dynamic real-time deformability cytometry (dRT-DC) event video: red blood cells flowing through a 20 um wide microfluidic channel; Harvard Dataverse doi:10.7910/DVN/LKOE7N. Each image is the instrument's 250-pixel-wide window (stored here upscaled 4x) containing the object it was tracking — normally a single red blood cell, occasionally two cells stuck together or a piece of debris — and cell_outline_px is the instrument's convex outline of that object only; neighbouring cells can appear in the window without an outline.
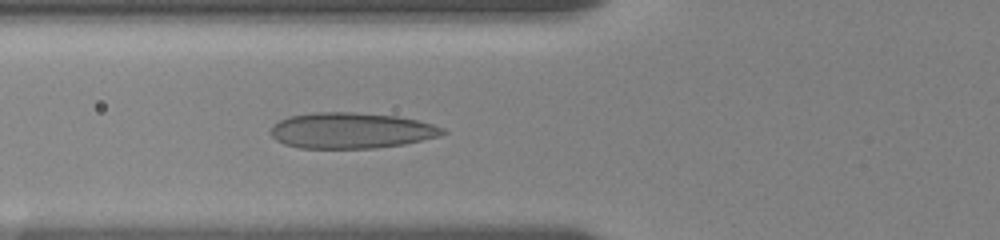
{"species": "human", "species_latin": "Homo sapiens", "temperature_condition": "room temperature", "stored_images_in_passage": 5, "camera_frame_rate_fps": 3000, "um_per_image_px": 0.085, "donor": {"sex": "female"}, "frame": {"image": 1, "passage_image": 5, "time_ms": 2.667, "image_size_px": [1000, 240], "cell_outline_px": [[448, 132], [440, 136], [404, 144], [376, 148], [300, 148], [284, 144], [276, 140], [272, 136], [272, 124], [288, 116], [316, 112], [356, 112], [396, 116], [416, 120], [432, 124], [444, 128]], "centroid_in_image_um": [29.85, 11.09], "position_along_channel_um": 95.9, "area_um2": 35.95}}